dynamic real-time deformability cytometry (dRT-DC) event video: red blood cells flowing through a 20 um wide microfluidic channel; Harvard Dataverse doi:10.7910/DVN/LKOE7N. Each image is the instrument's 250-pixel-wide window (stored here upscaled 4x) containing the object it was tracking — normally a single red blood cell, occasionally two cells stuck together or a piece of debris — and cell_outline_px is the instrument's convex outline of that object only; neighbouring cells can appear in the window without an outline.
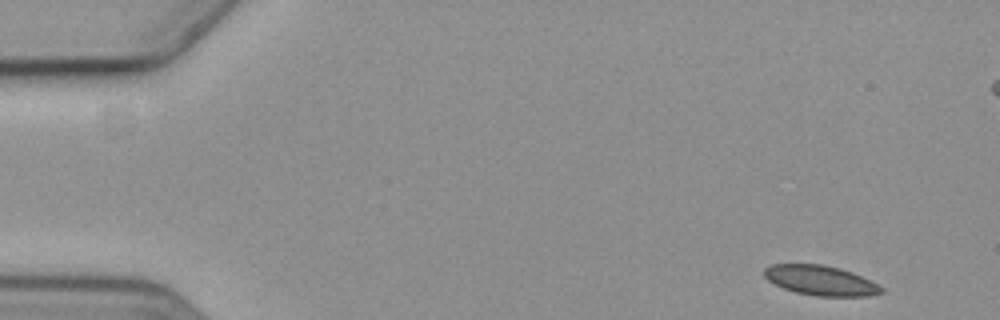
{"species": "common noctule bat (a hibernating species)", "species_latin": "Nyctalus noctula", "temperature_condition": "cold", "stored_images_in_passage": 6, "segment_of_instrument_passage": [2, 2], "camera_frame_rate_fps": 3000, "um_per_image_px": 0.085, "animal": {"sex": "female", "body_mass_g": 19.3, "forearm_length_mm": 54.1}, "frame": {"image": 1, "passage_image": 6, "time_ms": 7.0, "image_size_px": [1000, 320], "cell_outline_px": [[884, 292], [868, 296], [816, 296], [796, 292], [784, 288], [768, 280], [764, 276], [764, 268], [772, 264], [824, 264], [840, 268], [852, 272], [884, 288]], "centroid_in_image_um": [69.74, 23.83], "position_along_channel_um": 15.3, "area_um2": 20.23}}